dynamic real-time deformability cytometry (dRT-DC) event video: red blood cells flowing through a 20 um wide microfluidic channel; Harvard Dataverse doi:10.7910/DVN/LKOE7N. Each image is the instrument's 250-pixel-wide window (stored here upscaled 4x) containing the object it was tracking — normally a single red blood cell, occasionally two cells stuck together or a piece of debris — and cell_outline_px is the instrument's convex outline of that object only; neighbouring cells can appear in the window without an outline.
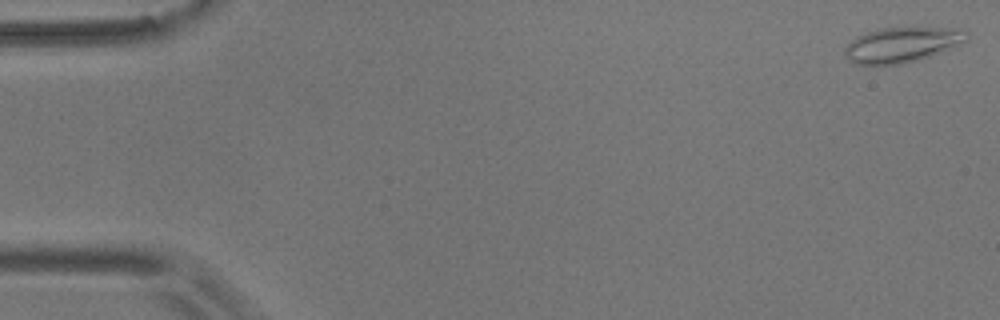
{"species": "common noctule bat (a hibernating species)", "species_latin": "Nyctalus noctula", "temperature_condition": "room temperature", "stored_images_in_passage": 51, "camera_frame_rate_fps": 3000, "um_per_image_px": 0.085, "animal": {"sex": "male", "body_mass_g": 17.9}, "frame": {"image": 1, "passage_image": 1, "time_ms": 0.0, "image_size_px": [1000, 320], "cell_outline_px": [[968, 40], [952, 48], [916, 60], [900, 64], [856, 64], [848, 60], [844, 56], [844, 48], [856, 36], [876, 28], [948, 28], [968, 32]], "centroid_in_image_um": [76.62, 3.8], "position_along_channel_um": 8.4, "area_um2": 24.74}}
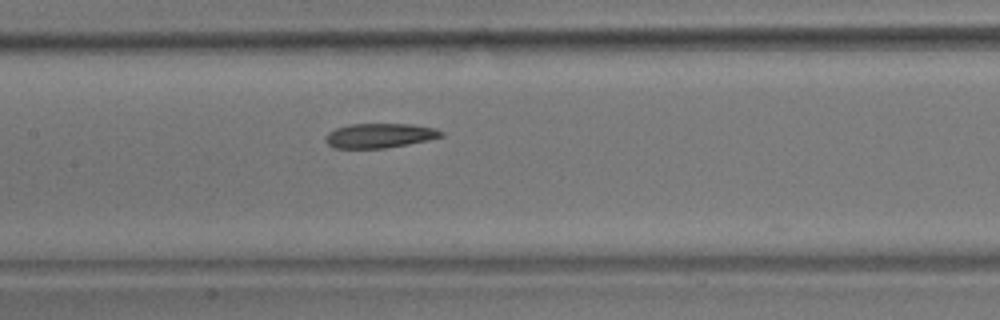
{"frame": {"image": 2, "passage_image": 26, "time_ms": 8.333, "image_size_px": [1000, 320], "cell_outline_px": [[444, 136], [428, 140], [408, 144], [384, 148], [332, 148], [324, 140], [328, 132], [336, 128], [352, 124], [412, 124], [436, 128], [444, 132]], "centroid_in_image_um": [32.28, 11.52], "position_along_channel_um": 175.1, "area_um2": 16.59}}
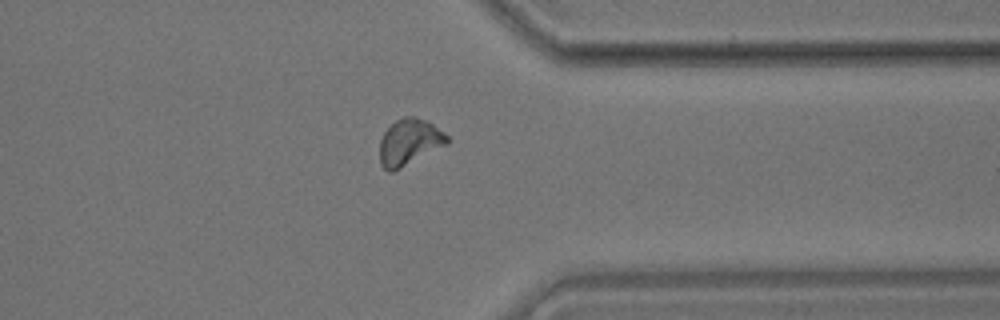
{"frame": {"image": 3, "passage_image": 43, "time_ms": 14.0, "image_size_px": [1000, 320], "cell_outline_px": [[448, 144], [392, 172], [388, 172], [380, 164], [380, 140], [384, 132], [396, 120], [404, 116], [416, 116], [428, 120], [444, 132], [448, 136]], "centroid_in_image_um": [34.8, 12.06], "position_along_channel_um": 376.6, "area_um2": 18.21}}